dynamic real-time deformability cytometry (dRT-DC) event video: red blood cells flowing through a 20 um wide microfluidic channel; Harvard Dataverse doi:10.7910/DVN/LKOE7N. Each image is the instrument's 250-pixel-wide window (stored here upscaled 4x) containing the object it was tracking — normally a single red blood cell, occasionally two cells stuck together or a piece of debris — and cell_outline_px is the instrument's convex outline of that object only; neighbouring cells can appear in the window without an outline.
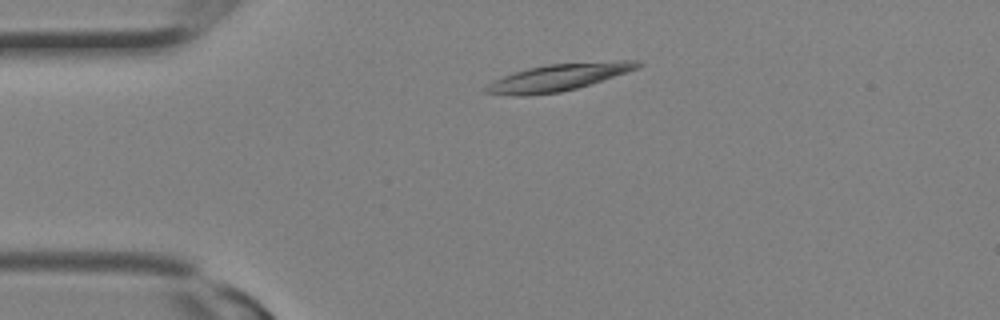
{"species": "Egyptian fruit bat (a non-hibernating species)", "species_latin": "Rousettus aegyptiacus", "temperature_condition": "room temperature", "stored_images_in_passage": 5, "camera_frame_rate_fps": 3000, "um_per_image_px": 0.085, "animal": {"sex": "female"}, "frame": {"image": 1, "passage_image": 1, "time_ms": 0.0, "image_size_px": [1000, 320], "cell_outline_px": [[644, 64], [640, 68], [576, 88], [560, 92], [524, 96], [512, 96], [484, 92], [484, 88], [488, 84], [512, 72], [544, 64], [620, 60], [636, 60]], "centroid_in_image_um": [47.48, 6.56], "position_along_channel_um": 37.5, "area_um2": 23.87}}
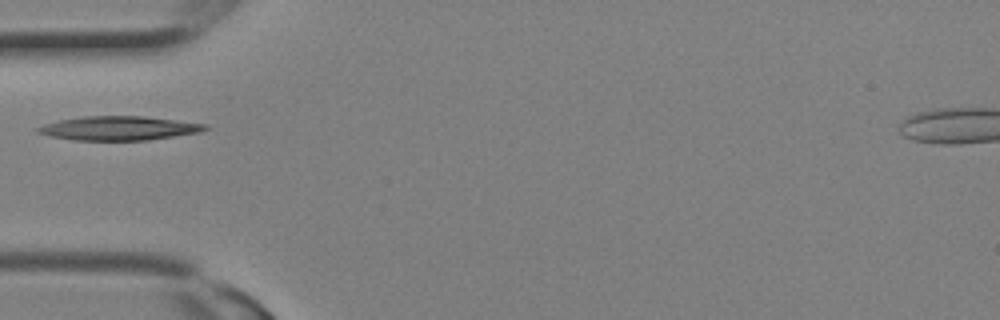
{"frame": {"image": 2, "passage_image": 4, "time_ms": 1.0, "image_size_px": [1000, 320], "cell_outline_px": [[208, 128], [200, 132], [148, 140], [72, 140], [48, 136], [36, 132], [36, 128], [44, 124], [60, 120], [84, 116], [144, 116], [208, 124]], "centroid_in_image_um": [10.09, 10.9], "position_along_channel_um": 74.9, "area_um2": 23.41}}